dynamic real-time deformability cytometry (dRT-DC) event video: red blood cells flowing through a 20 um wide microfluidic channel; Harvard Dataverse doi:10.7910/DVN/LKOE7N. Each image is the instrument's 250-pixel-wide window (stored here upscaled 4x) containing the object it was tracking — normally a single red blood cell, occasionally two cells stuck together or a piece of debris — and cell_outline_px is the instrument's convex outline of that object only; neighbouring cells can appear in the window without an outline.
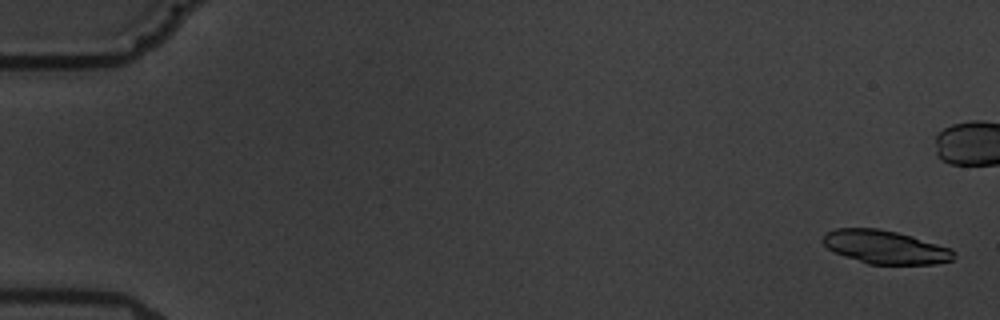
{"species": "common noctule bat (a hibernating species)", "species_latin": "Nyctalus noctula", "temperature_condition": "warm", "stored_images_in_passage": 6, "camera_frame_rate_fps": 3000, "um_per_image_px": 0.085, "animal": {"sex": "male", "body_mass_g": 19.5, "forearm_length_mm": 54.6}, "frame": {"image": 1, "passage_image": 1, "time_ms": 0.0, "image_size_px": [1000, 320], "cell_outline_px": [[956, 256], [952, 260], [936, 264], [868, 264], [844, 256], [828, 248], [820, 240], [828, 232], [836, 228], [880, 228], [912, 236], [952, 248], [956, 252]], "centroid_in_image_um": [75.28, 21.0], "position_along_channel_um": 9.7, "area_um2": 25.55}}